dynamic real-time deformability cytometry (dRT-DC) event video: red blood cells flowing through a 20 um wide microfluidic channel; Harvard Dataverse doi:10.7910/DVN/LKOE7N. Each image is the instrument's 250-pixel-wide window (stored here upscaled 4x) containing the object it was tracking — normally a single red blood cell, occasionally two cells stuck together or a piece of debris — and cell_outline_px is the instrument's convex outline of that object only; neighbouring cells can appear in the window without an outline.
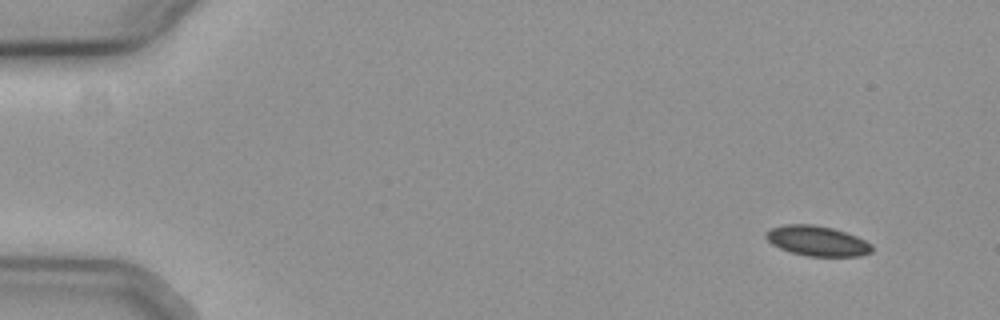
{"species": "common noctule bat (a hibernating species)", "species_latin": "Nyctalus noctula", "temperature_condition": "cold", "stored_images_in_passage": 15, "camera_frame_rate_fps": 3000, "um_per_image_px": 0.085, "animal": {"sex": "female", "body_mass_g": 19.3, "forearm_length_mm": 54.1}, "frame": {"image": 1, "passage_image": 1, "time_ms": 0.0, "image_size_px": [1000, 320], "cell_outline_px": [[872, 252], [860, 256], [808, 256], [792, 252], [780, 248], [772, 244], [764, 236], [764, 232], [772, 228], [784, 224], [812, 224], [832, 228], [856, 236], [872, 244]], "centroid_in_image_um": [69.45, 20.47], "position_along_channel_um": 15.6, "area_um2": 18.5}}
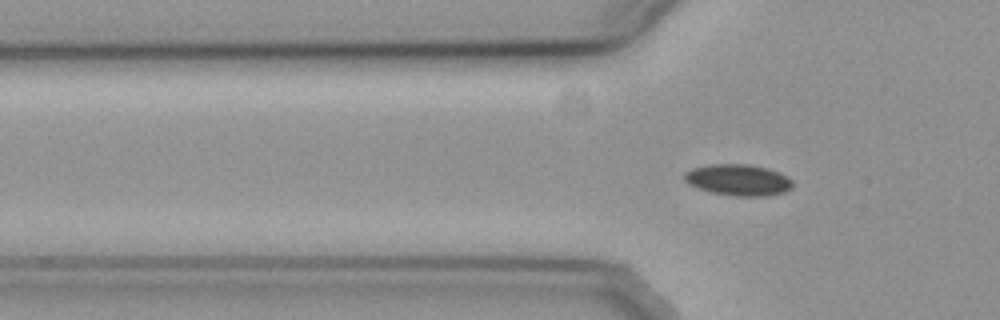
{"frame": {"image": 2, "passage_image": 15, "time_ms": 4.667, "image_size_px": [1000, 320], "cell_outline_px": [[792, 188], [784, 192], [768, 196], [732, 196], [712, 192], [696, 188], [688, 184], [684, 180], [684, 172], [692, 168], [712, 164], [748, 164], [768, 168], [780, 172], [788, 176], [792, 180]], "centroid_in_image_um": [62.76, 15.29], "position_along_channel_um": 63.0, "area_um2": 20.0}}